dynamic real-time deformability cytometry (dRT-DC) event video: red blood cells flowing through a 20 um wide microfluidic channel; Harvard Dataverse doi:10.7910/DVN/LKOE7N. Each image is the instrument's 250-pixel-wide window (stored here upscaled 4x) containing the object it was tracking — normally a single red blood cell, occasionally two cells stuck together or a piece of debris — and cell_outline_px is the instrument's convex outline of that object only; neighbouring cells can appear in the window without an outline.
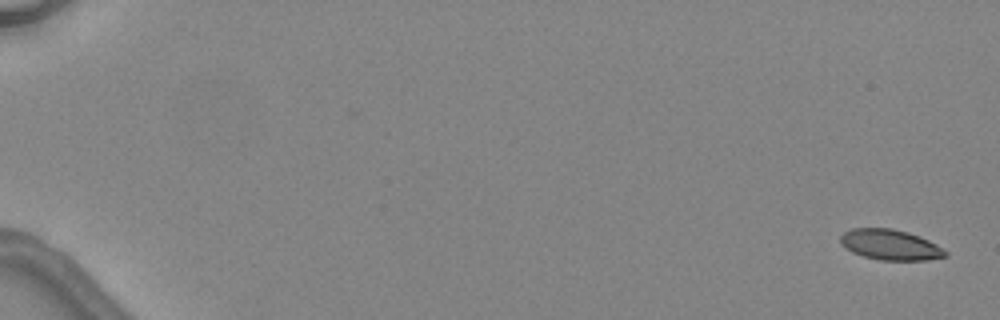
{"species": "common noctule bat (a hibernating species)", "species_latin": "Nyctalus noctula", "temperature_condition": "warm", "stored_images_in_passage": 4, "camera_frame_rate_fps": 3000, "um_per_image_px": 0.085, "animal": {"sex": "female", "body_mass_g": 24.6, "forearm_length_mm": 56.2}, "frame": {"image": 1, "passage_image": 1, "time_ms": 0.0, "image_size_px": [1000, 320], "cell_outline_px": [[948, 256], [928, 260], [880, 260], [864, 256], [852, 252], [844, 248], [840, 244], [840, 236], [844, 232], [852, 228], [892, 228], [908, 232], [920, 236], [944, 248], [948, 252]], "centroid_in_image_um": [75.68, 20.8], "position_along_channel_um": 9.3, "area_um2": 18.84}}